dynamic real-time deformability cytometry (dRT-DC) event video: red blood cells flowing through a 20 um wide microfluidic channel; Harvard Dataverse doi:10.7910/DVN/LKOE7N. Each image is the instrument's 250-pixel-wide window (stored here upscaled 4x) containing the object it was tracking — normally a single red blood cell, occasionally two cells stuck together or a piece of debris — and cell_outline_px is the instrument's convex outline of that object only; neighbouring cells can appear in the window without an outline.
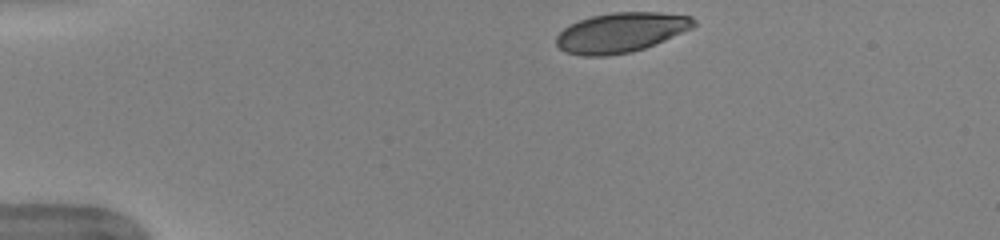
{"species": "human", "species_latin": "Homo sapiens", "temperature_condition": "warm", "stored_images_in_passage": 42, "camera_frame_rate_fps": 3000, "um_per_image_px": 0.085, "donor": {"sex": "female"}, "frame": {"image": 1, "passage_image": 1, "time_ms": 0.0, "image_size_px": [1000, 240], "cell_outline_px": [[696, 24], [692, 28], [664, 40], [644, 48], [632, 52], [608, 56], [580, 56], [564, 52], [556, 44], [556, 36], [564, 28], [580, 20], [592, 16], [612, 12], [660, 12], [692, 16], [696, 20]], "centroid_in_image_um": [52.77, 2.77], "position_along_channel_um": 32.2, "area_um2": 31.91}}
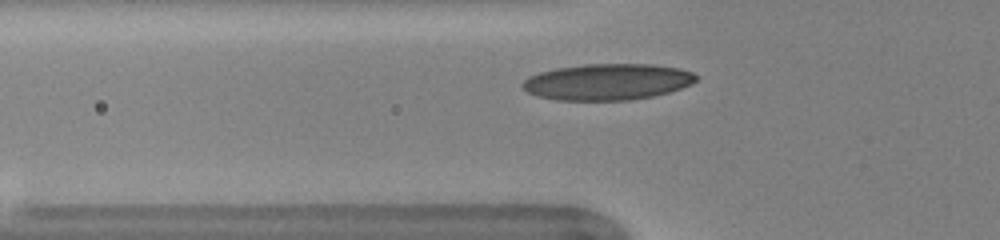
{"frame": {"image": 2, "passage_image": 9, "time_ms": 2.667, "image_size_px": [1000, 240], "cell_outline_px": [[700, 76], [692, 84], [668, 92], [652, 96], [628, 100], [556, 100], [540, 96], [528, 92], [520, 84], [528, 76], [540, 72], [556, 68], [584, 64], [652, 64], [680, 68], [692, 72]], "centroid_in_image_um": [51.65, 6.95], "position_along_channel_um": 74.2, "area_um2": 36.7}}
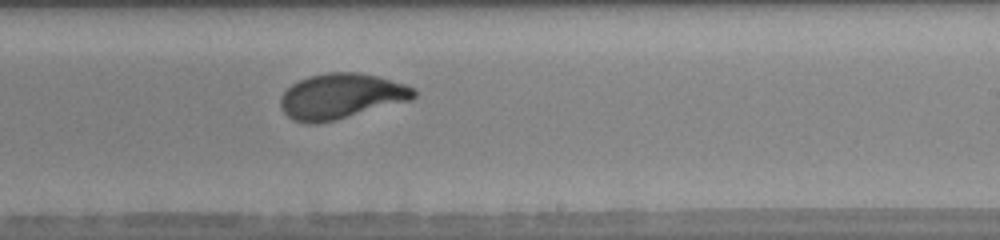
{"frame": {"image": 3, "passage_image": 23, "time_ms": 7.333, "image_size_px": [1000, 240], "cell_outline_px": [[416, 96], [412, 100], [336, 120], [316, 124], [308, 124], [292, 120], [284, 112], [280, 104], [280, 96], [292, 84], [308, 76], [328, 72], [360, 72], [376, 76], [404, 84], [416, 88]], "centroid_in_image_um": [29.0, 8.18], "position_along_channel_um": 260.0, "area_um2": 35.37}, "authors_computed_cell_mechanics": {"area_um2": 34.68, "velocity_mm_per_s": 3.9755, "shape_relaxation_time_tau1_ms": 3.2681, "shape_relaxation_time_tau2_ms": null, "deformation_change_tau1": 0.1577, "deformation_change_tau2": null}}